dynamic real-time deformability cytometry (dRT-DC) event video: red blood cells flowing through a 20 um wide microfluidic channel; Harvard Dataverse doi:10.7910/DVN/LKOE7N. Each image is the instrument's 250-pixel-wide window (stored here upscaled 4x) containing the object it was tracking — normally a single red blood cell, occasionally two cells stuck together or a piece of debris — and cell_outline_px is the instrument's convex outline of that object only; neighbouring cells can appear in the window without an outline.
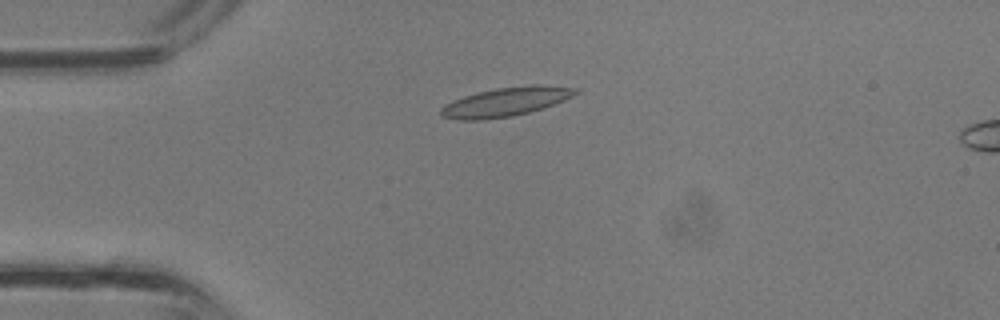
{"species": "common noctule bat (a hibernating species)", "species_latin": "Nyctalus noctula", "temperature_condition": "room temperature", "stored_images_in_passage": 33, "camera_frame_rate_fps": 3000, "um_per_image_px": 0.085, "animal": {"sex": "male", "body_mass_g": 13.3}, "frame": {"image": 1, "passage_image": 6, "time_ms": 1.667, "image_size_px": [1000, 320], "cell_outline_px": [[580, 92], [564, 100], [528, 112], [512, 116], [480, 120], [456, 120], [440, 116], [440, 108], [464, 96], [496, 88], [536, 84], [540, 84], [580, 88]], "centroid_in_image_um": [43.01, 8.65], "position_along_channel_um": 42.0, "area_um2": 22.48}}
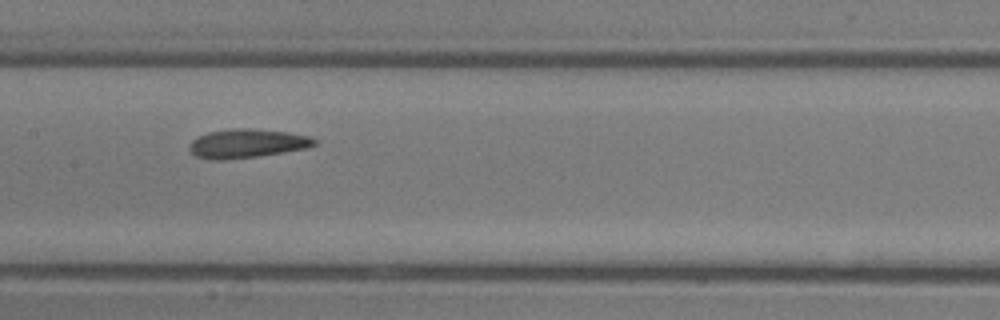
{"frame": {"image": 2, "passage_image": 15, "time_ms": 4.667, "image_size_px": [1000, 320], "cell_outline_px": [[316, 144], [308, 148], [284, 152], [256, 156], [224, 160], [212, 160], [196, 156], [188, 148], [188, 144], [196, 136], [208, 132], [240, 128], [252, 128], [288, 132], [312, 136], [316, 140]], "centroid_in_image_um": [21.0, 12.19], "position_along_channel_um": 186.4, "area_um2": 21.15}}
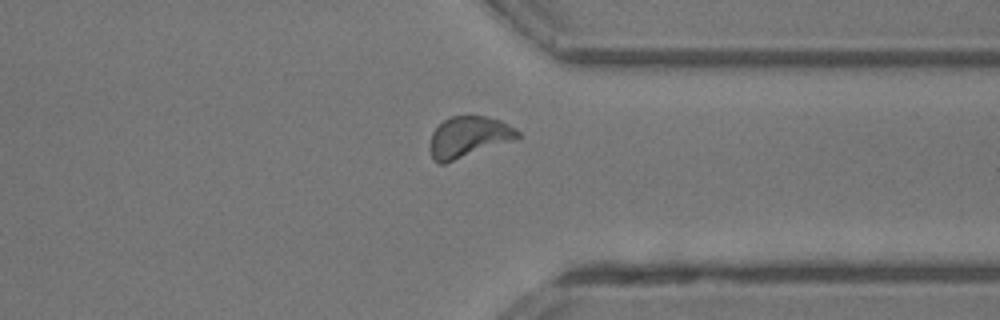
{"frame": {"image": 3, "passage_image": 25, "time_ms": 8.0, "image_size_px": [1000, 320], "cell_outline_px": [[520, 136], [516, 140], [444, 164], [440, 164], [432, 160], [428, 148], [428, 144], [432, 132], [444, 120], [452, 116], [484, 116], [500, 120], [516, 128], [520, 132]], "centroid_in_image_um": [39.81, 11.66], "position_along_channel_um": 371.6, "area_um2": 21.33}}